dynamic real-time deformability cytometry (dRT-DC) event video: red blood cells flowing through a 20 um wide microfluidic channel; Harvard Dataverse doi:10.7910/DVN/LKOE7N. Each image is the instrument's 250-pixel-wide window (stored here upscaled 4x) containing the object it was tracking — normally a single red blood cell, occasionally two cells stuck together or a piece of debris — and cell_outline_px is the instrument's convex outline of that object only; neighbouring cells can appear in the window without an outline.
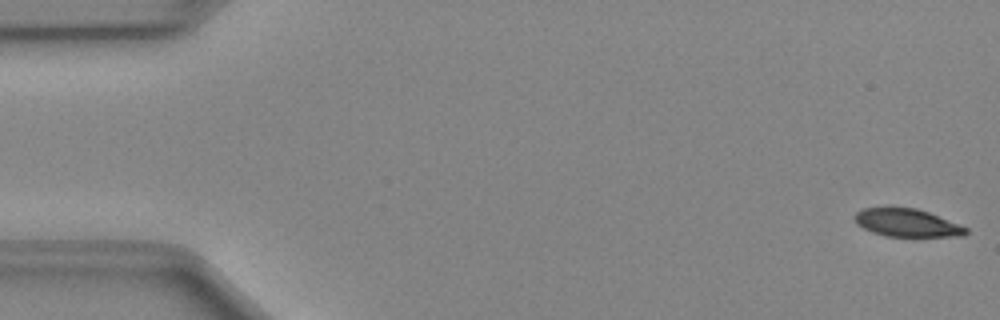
{"species": "Egyptian fruit bat (a non-hibernating species)", "species_latin": "Rousettus aegyptiacus", "temperature_condition": "cold", "stored_images_in_passage": 50, "camera_frame_rate_fps": 3000, "um_per_image_px": 0.085, "animal": {"sex": "female"}, "frame": {"image": 1, "passage_image": 1, "time_ms": 0.0, "image_size_px": [1000, 320], "cell_outline_px": [[968, 232], [964, 236], [888, 236], [872, 232], [864, 228], [852, 216], [856, 212], [864, 208], [892, 204], [916, 208], [928, 212], [968, 228]], "centroid_in_image_um": [77.05, 18.89], "position_along_channel_um": 8.0, "area_um2": 18.44}}
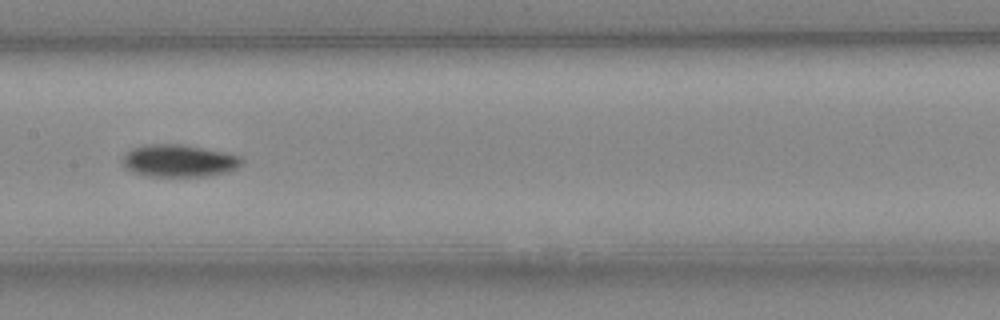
{"frame": {"image": 2, "passage_image": 25, "time_ms": 8.0, "image_size_px": [1000, 320], "cell_outline_px": [[244, 164], [228, 172], [208, 176], [148, 176], [132, 172], [124, 168], [120, 160], [132, 148], [144, 144], [180, 144], [224, 152], [240, 156], [244, 160]], "centroid_in_image_um": [15.2, 13.67], "position_along_channel_um": 192.2, "area_um2": 22.66}}
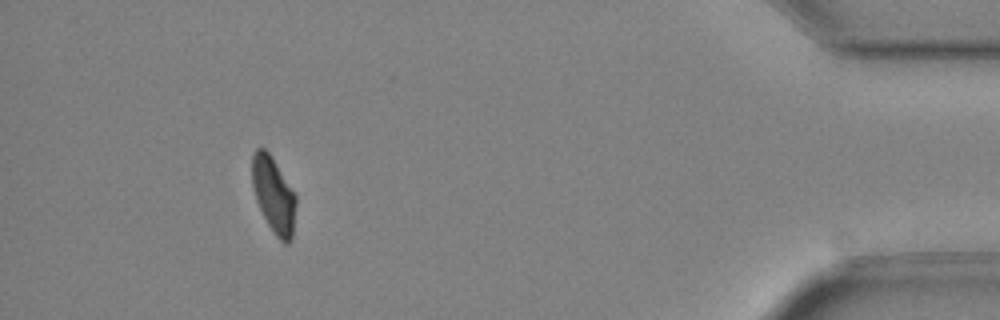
{"frame": {"image": 3, "passage_image": 46, "time_ms": 15.0, "image_size_px": [1000, 320], "cell_outline_px": [[296, 204], [292, 236], [288, 244], [284, 244], [276, 236], [268, 224], [256, 200], [252, 188], [252, 156], [256, 148], [264, 148], [272, 156], [296, 196]], "centroid_in_image_um": [23.25, 16.56], "position_along_channel_um": 412.0, "area_um2": 19.25}, "authors_computed_cell_mechanics": {"area_um2": 20.7213, "velocity_mm_per_s": 4.0261, "shape_relaxation_time_tau1_ms": 2.8939, "shape_relaxation_time_tau2_ms": null, "deformation_change_tau1": 0.1146, "deformation_change_tau2": null}}